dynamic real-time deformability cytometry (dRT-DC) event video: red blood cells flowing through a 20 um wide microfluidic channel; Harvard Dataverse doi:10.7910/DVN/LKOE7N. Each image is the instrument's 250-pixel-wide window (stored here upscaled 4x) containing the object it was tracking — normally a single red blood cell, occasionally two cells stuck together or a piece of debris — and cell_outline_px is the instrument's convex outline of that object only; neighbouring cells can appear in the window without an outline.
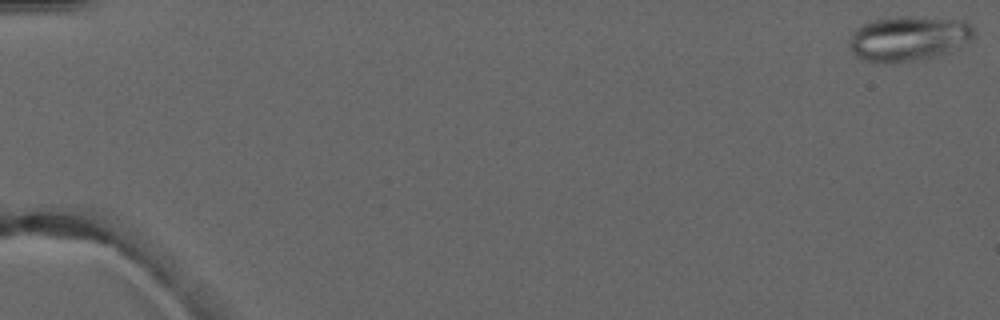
{"species": "common noctule bat (a hibernating species)", "species_latin": "Nyctalus noctula", "temperature_condition": "warm", "stored_images_in_passage": 4, "camera_frame_rate_fps": 3000, "um_per_image_px": 0.085, "animal": {"sex": "male", "forearm_length_mm": 52.5}, "frame": {"image": 1, "passage_image": 1, "time_ms": 0.0, "image_size_px": [1000, 320], "cell_outline_px": [[976, 36], [972, 40], [936, 56], [924, 60], [884, 64], [864, 60], [856, 56], [852, 52], [848, 40], [852, 32], [856, 28], [864, 24], [876, 20], [896, 16], [908, 16], [964, 20], [972, 24], [976, 32]], "centroid_in_image_um": [77.23, 3.28], "position_along_channel_um": 7.8, "area_um2": 33.06}}